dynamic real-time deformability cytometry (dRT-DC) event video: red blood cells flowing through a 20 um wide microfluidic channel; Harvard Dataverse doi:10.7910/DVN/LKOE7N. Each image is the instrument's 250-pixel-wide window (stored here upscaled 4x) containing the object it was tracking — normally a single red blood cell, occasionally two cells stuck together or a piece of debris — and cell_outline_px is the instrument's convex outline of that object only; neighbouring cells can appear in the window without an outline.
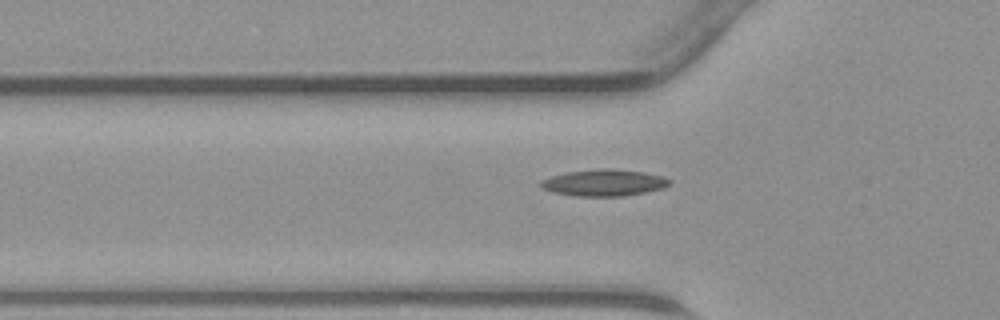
{"species": "common noctule bat (a hibernating species)", "species_latin": "Nyctalus noctula", "temperature_condition": "warm", "stored_images_in_passage": 33, "camera_frame_rate_fps": 3000, "um_per_image_px": 0.085, "animal": {"sex": "male", "body_mass_g": 23.1, "forearm_length_mm": 52.7}, "frame": {"image": 1, "passage_image": 3, "time_ms": 0.667, "image_size_px": [1000, 320], "cell_outline_px": [[672, 180], [664, 188], [624, 196], [576, 196], [552, 192], [544, 188], [540, 184], [540, 180], [552, 176], [568, 172], [596, 168], [604, 168], [644, 172], [664, 176]], "centroid_in_image_um": [51.35, 15.53], "position_along_channel_um": 74.4, "area_um2": 19.88}}
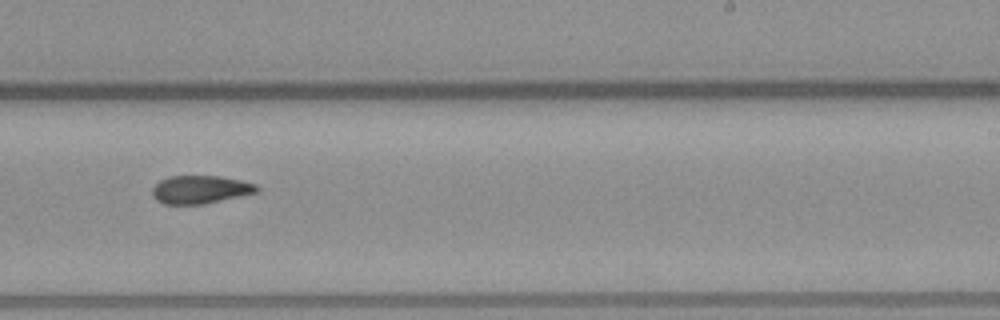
{"frame": {"image": 2, "passage_image": 16, "time_ms": 5.0, "image_size_px": [1000, 320], "cell_outline_px": [[260, 188], [256, 192], [204, 204], [164, 204], [156, 200], [152, 196], [152, 188], [160, 180], [168, 176], [220, 176], [240, 180], [256, 184]], "centroid_in_image_um": [16.99, 16.11], "position_along_channel_um": 272.0, "area_um2": 17.05}}
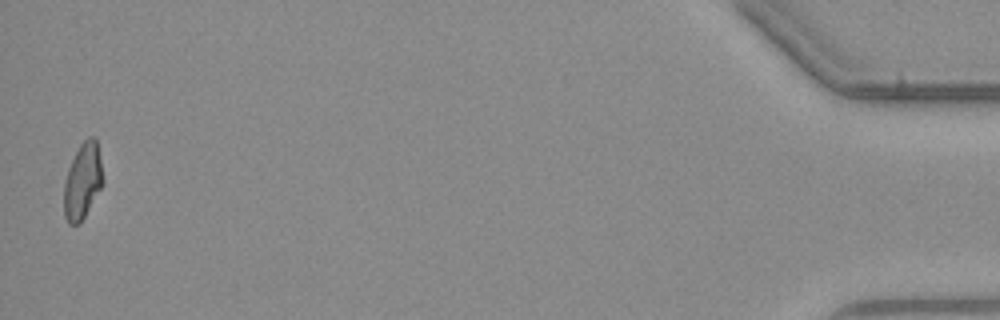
{"frame": {"image": 3, "passage_image": 33, "time_ms": 10.667, "image_size_px": [1000, 320], "cell_outline_px": [[104, 180], [100, 188], [80, 224], [68, 224], [64, 216], [64, 184], [68, 168], [80, 144], [88, 136], [96, 136], [100, 156]], "centroid_in_image_um": [7.02, 15.37], "position_along_channel_um": 428.2, "area_um2": 17.22}}